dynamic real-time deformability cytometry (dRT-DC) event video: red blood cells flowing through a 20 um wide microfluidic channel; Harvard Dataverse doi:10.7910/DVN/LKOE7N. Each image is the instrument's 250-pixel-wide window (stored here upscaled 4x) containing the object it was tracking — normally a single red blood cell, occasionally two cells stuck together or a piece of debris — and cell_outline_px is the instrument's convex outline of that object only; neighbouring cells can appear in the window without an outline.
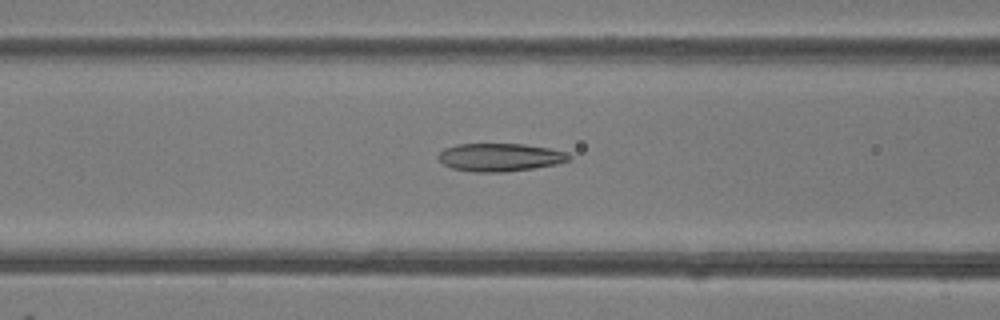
{"species": "common noctule bat (a hibernating species)", "species_latin": "Nyctalus noctula", "temperature_condition": "room temperature", "stored_images_in_passage": 46, "camera_frame_rate_fps": 3000, "um_per_image_px": 0.085, "animal": {"sex": "female"}, "frame": {"image": 1, "passage_image": 19, "time_ms": 6.0, "image_size_px": [1000, 320], "cell_outline_px": [[572, 156], [568, 160], [556, 164], [532, 168], [504, 172], [472, 172], [452, 168], [444, 164], [436, 156], [444, 148], [456, 144], [524, 144], [548, 148], [568, 152]], "centroid_in_image_um": [42.48, 13.36], "position_along_channel_um": 124.1, "area_um2": 21.33}}
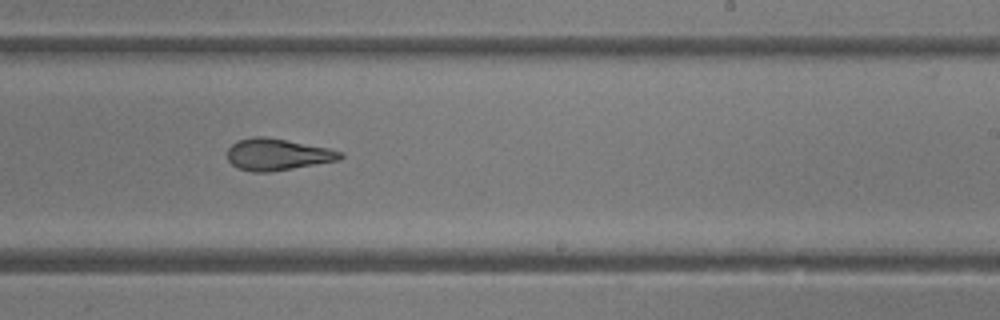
{"frame": {"image": 2, "passage_image": 29, "time_ms": 9.333, "image_size_px": [1000, 320], "cell_outline_px": [[344, 156], [340, 160], [272, 172], [252, 172], [240, 168], [232, 164], [228, 160], [228, 148], [232, 144], [240, 140], [252, 136], [264, 136], [328, 148], [340, 152]], "centroid_in_image_um": [23.58, 13.14], "position_along_channel_um": 265.4, "area_um2": 20.69}}
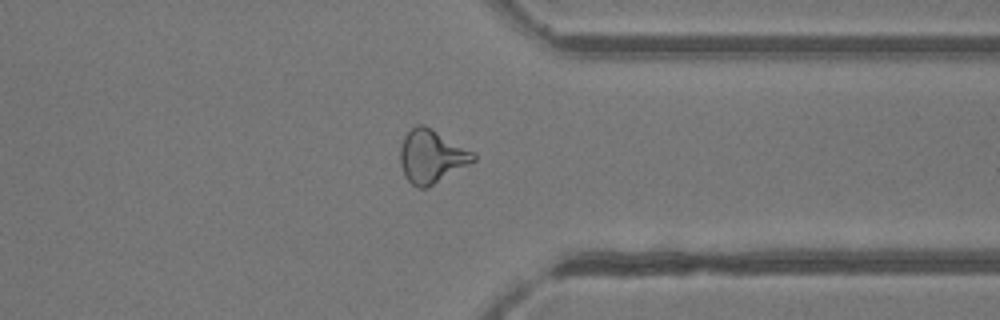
{"frame": {"image": 3, "passage_image": 37, "time_ms": 12.0, "image_size_px": [1000, 320], "cell_outline_px": [[476, 160], [432, 184], [424, 188], [420, 188], [412, 184], [404, 176], [400, 164], [400, 144], [404, 136], [416, 124], [424, 124], [432, 128], [476, 152]], "centroid_in_image_um": [36.67, 13.25], "position_along_channel_um": 374.7, "area_um2": 22.66}, "authors_computed_cell_mechanics": {"area_um2": 22.1952, "velocity_mm_per_s": 4.2383, "shape_relaxation_time_tau1_ms": 7.5632, "shape_relaxation_time_tau2_ms": 2.1171, "deformation_change_tau1": 0.2052, "deformation_change_tau2": 0.1139}}